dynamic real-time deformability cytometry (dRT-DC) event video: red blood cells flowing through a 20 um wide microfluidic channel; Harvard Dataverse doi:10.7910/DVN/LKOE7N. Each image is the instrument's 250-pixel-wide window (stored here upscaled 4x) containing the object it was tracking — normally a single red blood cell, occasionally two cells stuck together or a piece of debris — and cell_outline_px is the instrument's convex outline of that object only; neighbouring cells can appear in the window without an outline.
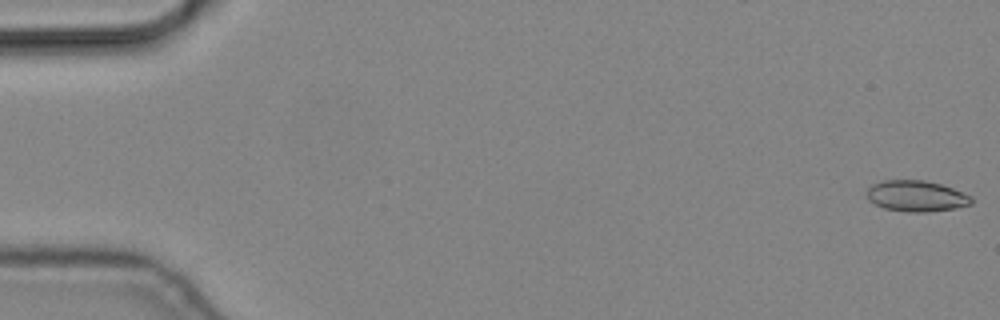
{"species": "common noctule bat (a hibernating species)", "species_latin": "Nyctalus noctula", "temperature_condition": "cold", "stored_images_in_passage": 9, "camera_frame_rate_fps": 3000, "um_per_image_px": 0.085, "animal": {"sex": "male", "body_mass_g": 19.2, "forearm_length_mm": 51.8}, "frame": {"image": 1, "passage_image": 1, "time_ms": 0.0, "image_size_px": [1000, 320], "cell_outline_px": [[972, 204], [956, 208], [924, 212], [908, 212], [884, 208], [868, 200], [868, 188], [872, 184], [884, 180], [924, 180], [940, 184], [952, 188], [972, 196]], "centroid_in_image_um": [77.9, 16.66], "position_along_channel_um": 7.1, "area_um2": 18.79}}
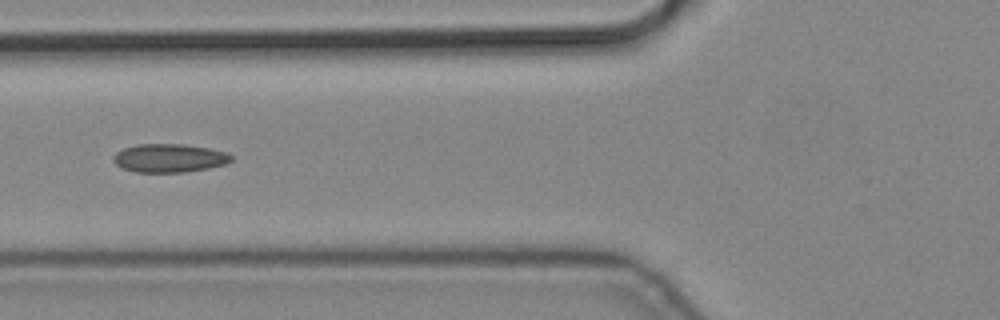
{"frame": {"image": 2, "passage_image": 7, "time_ms": 2.0, "image_size_px": [1000, 320], "cell_outline_px": [[232, 160], [224, 164], [208, 168], [184, 172], [136, 172], [120, 168], [112, 160], [112, 156], [116, 152], [124, 148], [136, 144], [184, 144], [208, 148], [228, 152], [232, 156]], "centroid_in_image_um": [14.36, 13.43], "position_along_channel_um": 111.4, "area_um2": 19.65}}
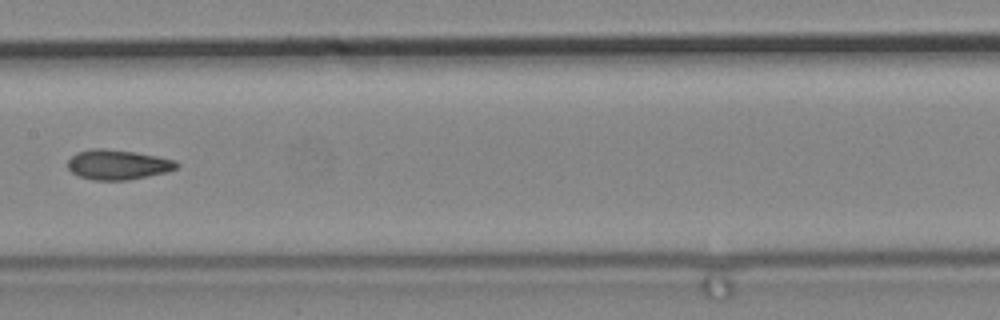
{"frame": {"image": 3, "passage_image": 9, "time_ms": 2.667, "image_size_px": [1000, 320], "cell_outline_px": [[180, 164], [176, 168], [164, 172], [148, 176], [128, 180], [92, 180], [80, 176], [72, 172], [68, 168], [68, 160], [76, 152], [92, 148], [104, 148], [136, 152], [176, 160]], "centroid_in_image_um": [10.0, 13.98], "position_along_channel_um": 197.4, "area_um2": 18.96}}